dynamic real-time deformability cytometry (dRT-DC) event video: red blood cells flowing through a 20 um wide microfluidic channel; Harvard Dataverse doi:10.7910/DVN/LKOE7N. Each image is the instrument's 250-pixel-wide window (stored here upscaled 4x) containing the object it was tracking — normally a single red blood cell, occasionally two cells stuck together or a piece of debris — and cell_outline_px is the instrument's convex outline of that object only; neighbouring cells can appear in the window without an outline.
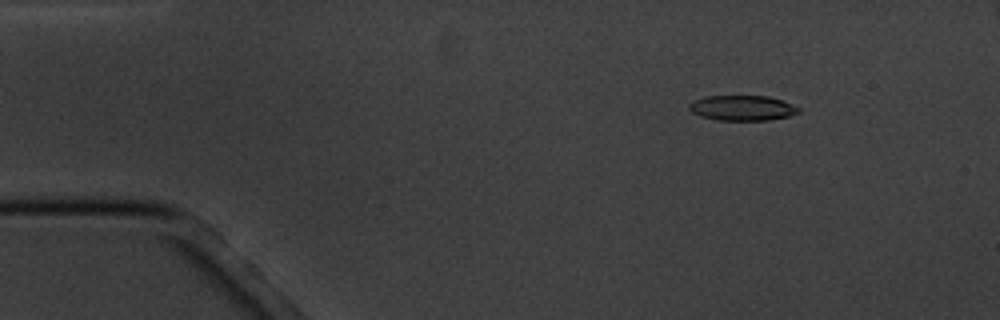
{"species": "common noctule bat (a hibernating species)", "species_latin": "Nyctalus noctula", "temperature_condition": "cold", "stored_images_in_passage": 5, "camera_frame_rate_fps": 3000, "um_per_image_px": 0.085, "animal": {"sex": "male", "body_mass_g": 20.1, "forearm_length_mm": 53.5}, "frame": {"image": 1, "passage_image": 2, "time_ms": 1.0, "image_size_px": [1000, 320], "cell_outline_px": [[800, 112], [788, 116], [768, 120], [716, 120], [700, 116], [692, 112], [688, 108], [688, 104], [692, 100], [704, 96], [768, 96], [780, 100], [800, 108]], "centroid_in_image_um": [63.04, 9.17], "position_along_channel_um": 22.0, "area_um2": 16.07}}
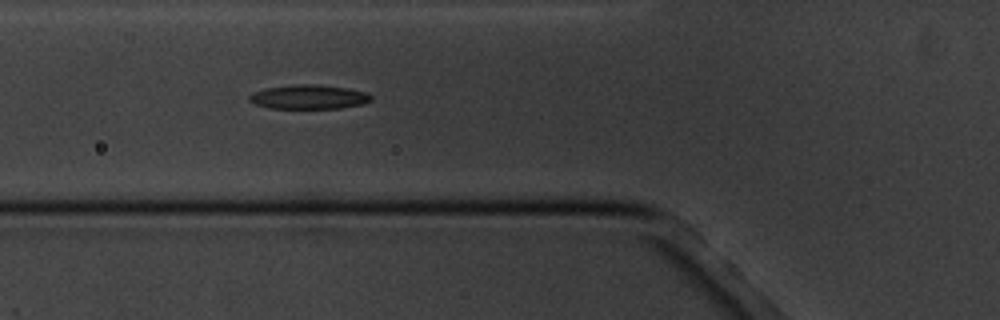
{"frame": {"image": 2, "passage_image": 5, "time_ms": 5.333, "image_size_px": [1000, 320], "cell_outline_px": [[372, 100], [360, 104], [340, 108], [268, 108], [256, 104], [248, 100], [248, 96], [252, 92], [264, 88], [292, 84], [316, 84], [348, 88], [364, 92], [372, 96]], "centroid_in_image_um": [26.19, 8.23], "position_along_channel_um": 99.6, "area_um2": 17.22}}